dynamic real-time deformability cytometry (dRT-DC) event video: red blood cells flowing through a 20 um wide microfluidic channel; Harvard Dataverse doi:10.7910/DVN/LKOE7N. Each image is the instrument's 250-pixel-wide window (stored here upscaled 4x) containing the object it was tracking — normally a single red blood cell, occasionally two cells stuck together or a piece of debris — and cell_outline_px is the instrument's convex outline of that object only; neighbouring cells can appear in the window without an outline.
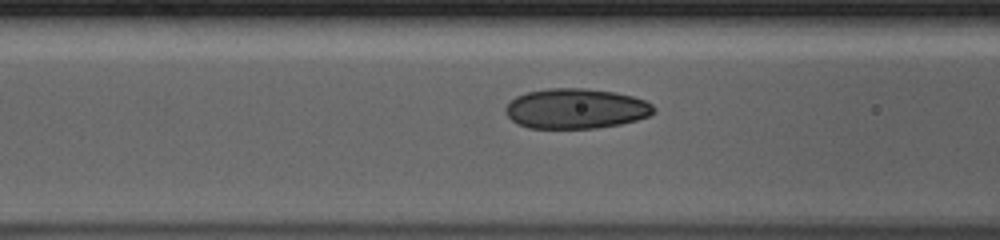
{"species": "human", "species_latin": "Homo sapiens", "temperature_condition": "cold", "stored_images_in_passage": 25, "camera_frame_rate_fps": 3000, "um_per_image_px": 0.085, "donor": {"sex": "male"}, "frame": {"image": 1, "passage_image": 19, "time_ms": 6.0, "image_size_px": [1000, 240], "cell_outline_px": [[656, 112], [648, 116], [636, 120], [620, 124], [596, 128], [528, 128], [516, 124], [504, 112], [504, 108], [516, 96], [528, 92], [548, 88], [584, 88], [616, 92], [632, 96], [644, 100], [652, 104], [656, 108]], "centroid_in_image_um": [48.95, 9.23], "position_along_channel_um": 117.6, "area_um2": 34.8}}
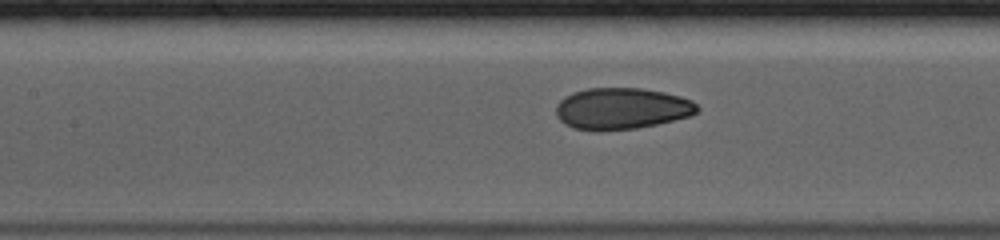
{"frame": {"image": 2, "passage_image": 22, "time_ms": 7.0, "image_size_px": [1000, 240], "cell_outline_px": [[700, 108], [692, 116], [656, 124], [636, 128], [600, 132], [596, 132], [572, 128], [564, 124], [556, 116], [556, 104], [564, 96], [572, 92], [588, 88], [640, 88], [664, 92], [680, 96], [692, 100]], "centroid_in_image_um": [52.81, 9.24], "position_along_channel_um": 154.6, "area_um2": 34.62}}